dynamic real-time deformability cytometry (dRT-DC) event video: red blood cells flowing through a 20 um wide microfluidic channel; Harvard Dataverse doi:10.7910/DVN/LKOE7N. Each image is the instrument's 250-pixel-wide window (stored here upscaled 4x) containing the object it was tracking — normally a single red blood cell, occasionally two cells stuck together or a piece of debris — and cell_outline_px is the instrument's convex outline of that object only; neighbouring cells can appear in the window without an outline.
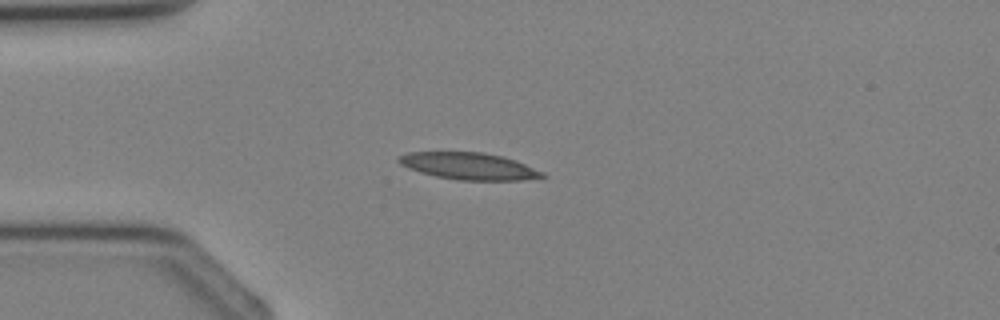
{"species": "Egyptian fruit bat (a non-hibernating species)", "species_latin": "Rousettus aegyptiacus", "temperature_condition": "cold", "stored_images_in_passage": 28, "camera_frame_rate_fps": 3000, "um_per_image_px": 0.085, "animal": {"sex": "female"}, "frame": {"image": 1, "passage_image": 1, "time_ms": 0.0, "image_size_px": [1000, 320], "cell_outline_px": [[548, 176], [520, 180], [456, 180], [436, 176], [420, 172], [408, 168], [400, 164], [396, 160], [400, 156], [408, 152], [484, 152], [516, 160], [544, 172]], "centroid_in_image_um": [39.86, 14.12], "position_along_channel_um": 45.1, "area_um2": 22.48}}
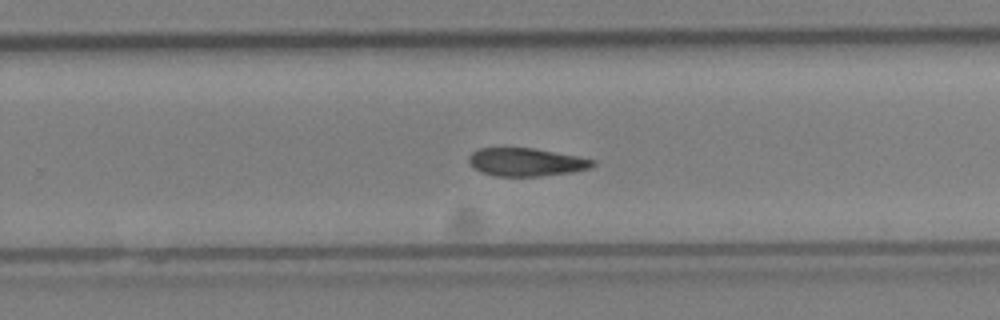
{"frame": {"image": 2, "passage_image": 15, "time_ms": 4.667, "image_size_px": [1000, 320], "cell_outline_px": [[596, 164], [592, 168], [572, 172], [540, 176], [496, 176], [480, 172], [468, 160], [468, 156], [472, 152], [480, 148], [536, 148], [580, 156], [596, 160]], "centroid_in_image_um": [44.79, 13.77], "position_along_channel_um": 285.0, "area_um2": 20.46}}
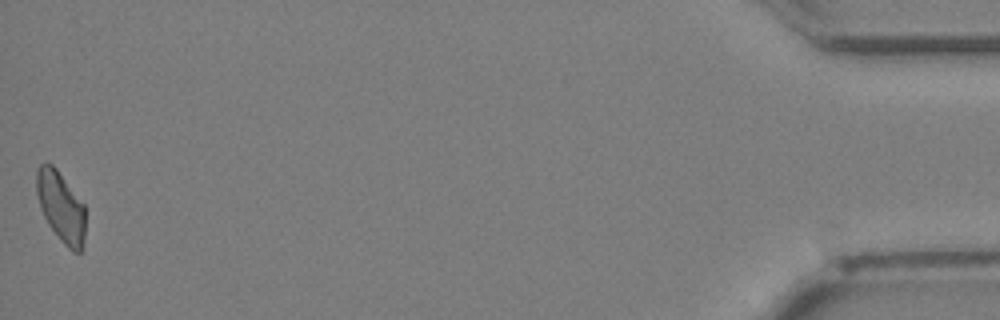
{"frame": {"image": 3, "passage_image": 28, "time_ms": 9.0, "image_size_px": [1000, 320], "cell_outline_px": [[84, 236], [80, 252], [72, 252], [64, 244], [48, 224], [40, 208], [36, 192], [36, 172], [40, 164], [52, 164], [56, 168], [84, 204]], "centroid_in_image_um": [5.16, 17.57], "position_along_channel_um": 430.0, "area_um2": 19.77}}